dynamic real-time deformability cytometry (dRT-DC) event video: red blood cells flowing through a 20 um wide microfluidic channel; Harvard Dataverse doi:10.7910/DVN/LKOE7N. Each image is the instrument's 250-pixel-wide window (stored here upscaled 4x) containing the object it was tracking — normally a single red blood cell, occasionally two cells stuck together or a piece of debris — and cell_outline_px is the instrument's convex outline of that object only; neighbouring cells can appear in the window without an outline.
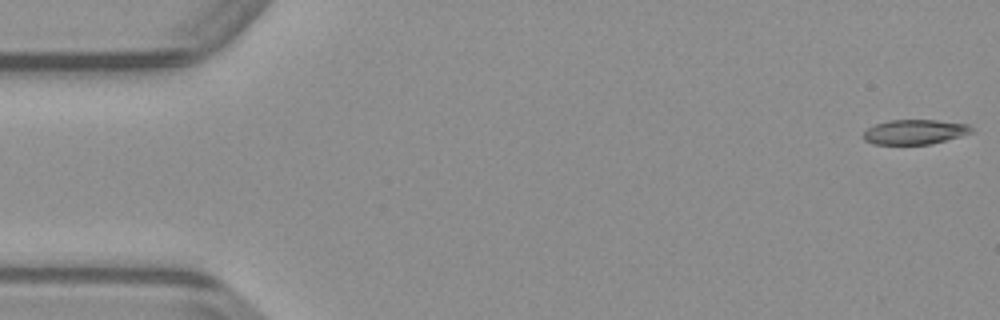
{"species": "common noctule bat (a hibernating species)", "species_latin": "Nyctalus noctula", "temperature_condition": "warm", "stored_images_in_passage": 49, "camera_frame_rate_fps": 3000, "um_per_image_px": 0.085, "animal": {"sex": "male", "body_mass_g": 23.1, "forearm_length_mm": 52.7}, "frame": {"image": 1, "passage_image": 1, "time_ms": 0.0, "image_size_px": [1000, 320], "cell_outline_px": [[972, 132], [960, 136], [932, 144], [872, 144], [864, 140], [864, 132], [868, 128], [876, 124], [888, 120], [936, 120], [968, 124], [972, 128]], "centroid_in_image_um": [77.74, 11.21], "position_along_channel_um": 7.3, "area_um2": 15.49}}
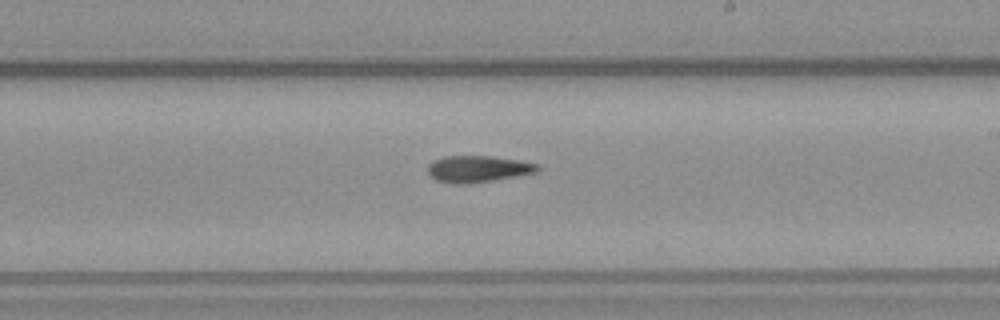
{"frame": {"image": 2, "passage_image": 28, "time_ms": 9.0, "image_size_px": [1000, 320], "cell_outline_px": [[540, 172], [492, 180], [464, 184], [452, 184], [436, 180], [428, 172], [428, 164], [432, 160], [444, 156], [492, 156], [520, 160], [540, 164]], "centroid_in_image_um": [40.65, 14.35], "position_along_channel_um": 248.4, "area_um2": 17.17}}
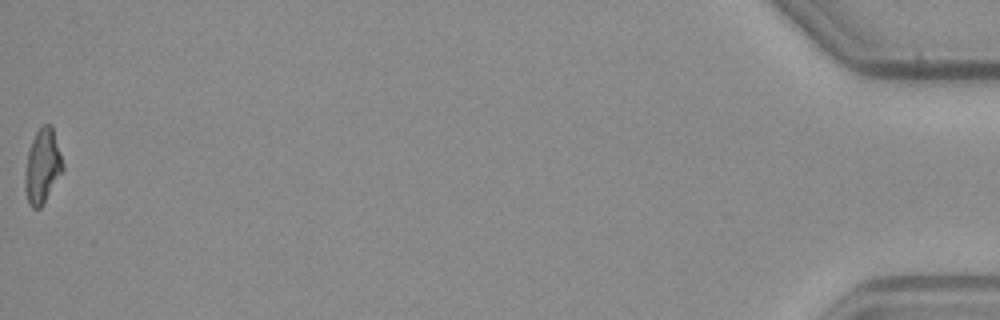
{"frame": {"image": 3, "passage_image": 49, "time_ms": 16.0, "image_size_px": [1000, 320], "cell_outline_px": [[64, 168], [40, 208], [32, 208], [28, 204], [24, 188], [24, 176], [28, 152], [32, 140], [36, 132], [44, 124], [52, 124], [64, 164]], "centroid_in_image_um": [3.6, 14.12], "position_along_channel_um": 431.6, "area_um2": 16.3}}